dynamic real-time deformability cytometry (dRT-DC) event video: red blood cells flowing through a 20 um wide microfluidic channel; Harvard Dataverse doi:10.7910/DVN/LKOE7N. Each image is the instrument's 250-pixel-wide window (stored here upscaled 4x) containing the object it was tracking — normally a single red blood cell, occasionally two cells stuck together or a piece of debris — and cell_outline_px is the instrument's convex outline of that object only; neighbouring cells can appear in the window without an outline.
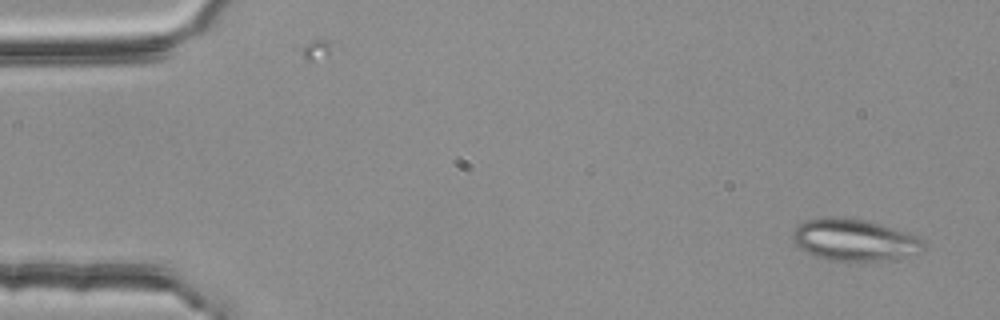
{"species": "common noctule bat (a hibernating species)", "species_latin": "Nyctalus noctula", "temperature_condition": "room temperature", "stored_images_in_passage": 4, "camera_frame_rate_fps": 3000, "um_per_image_px": 0.085, "animal": {"sex": "female", "body_mass_g": 25.1}, "frame": {"image": 1, "passage_image": 1, "time_ms": 0.0, "image_size_px": [1000, 320], "cell_outline_px": [[928, 248], [920, 252], [888, 260], [832, 260], [816, 256], [800, 248], [792, 240], [792, 232], [804, 220], [820, 216], [844, 216], [864, 220], [908, 232], [924, 240]], "centroid_in_image_um": [72.63, 20.36], "position_along_channel_um": 12.4, "area_um2": 31.96}}